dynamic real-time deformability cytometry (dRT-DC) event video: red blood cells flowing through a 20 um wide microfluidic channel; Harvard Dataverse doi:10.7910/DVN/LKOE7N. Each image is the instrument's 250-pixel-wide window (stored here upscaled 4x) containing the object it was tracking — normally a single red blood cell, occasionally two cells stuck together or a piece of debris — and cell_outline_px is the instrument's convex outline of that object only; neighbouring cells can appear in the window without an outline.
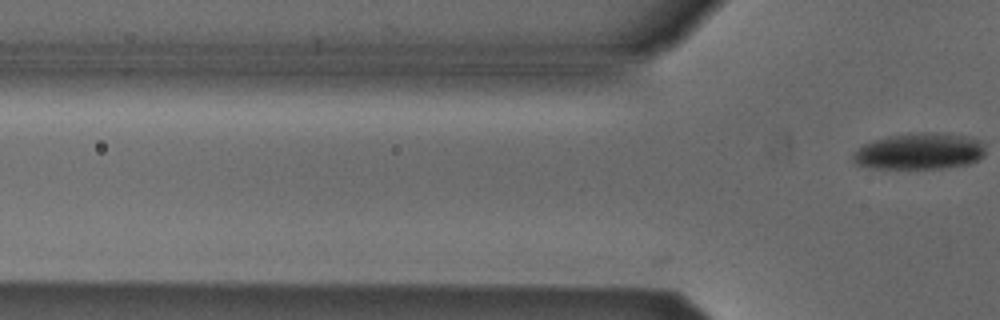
{"species": "Egyptian fruit bat (a non-hibernating species)", "species_latin": "Rousettus aegyptiacus", "temperature_condition": "cold", "stored_images_in_passage": 4, "camera_frame_rate_fps": 3000, "um_per_image_px": 0.085, "animal": {"sex": "male"}, "frame": {"image": 1, "passage_image": 4, "time_ms": 1.0, "image_size_px": [1000, 320], "cell_outline_px": [[984, 156], [980, 160], [972, 164], [948, 168], [872, 168], [856, 164], [852, 160], [852, 152], [860, 144], [888, 136], [924, 132], [932, 132], [964, 136], [980, 140], [984, 144]], "centroid_in_image_um": [78.15, 12.87], "position_along_channel_um": 47.7, "area_um2": 28.44}}